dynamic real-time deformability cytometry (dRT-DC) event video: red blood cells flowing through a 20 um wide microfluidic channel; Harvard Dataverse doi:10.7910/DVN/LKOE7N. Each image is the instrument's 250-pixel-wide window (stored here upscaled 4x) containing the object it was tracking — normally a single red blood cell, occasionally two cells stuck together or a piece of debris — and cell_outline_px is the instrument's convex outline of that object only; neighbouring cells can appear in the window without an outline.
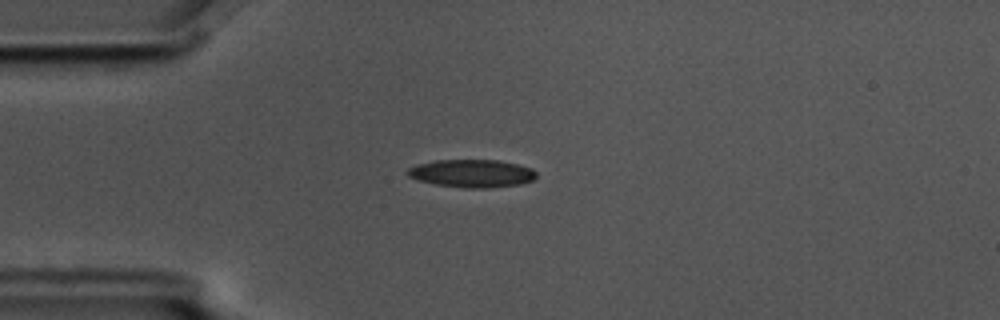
{"species": "common noctule bat (a hibernating species)", "species_latin": "Nyctalus noctula", "temperature_condition": "cold", "stored_images_in_passage": 3, "camera_frame_rate_fps": 3000, "um_per_image_px": 0.085, "animal": {"sex": "male", "body_mass_g": 17.5, "forearm_length_mm": 52.3}, "frame": {"image": 1, "passage_image": 1, "time_ms": 0.0, "image_size_px": [1000, 320], "cell_outline_px": [[536, 176], [532, 180], [520, 184], [488, 188], [464, 188], [436, 184], [420, 180], [408, 176], [408, 168], [416, 164], [436, 160], [500, 160], [532, 168], [536, 172]], "centroid_in_image_um": [40.12, 14.73], "position_along_channel_um": 44.9, "area_um2": 20.81}}